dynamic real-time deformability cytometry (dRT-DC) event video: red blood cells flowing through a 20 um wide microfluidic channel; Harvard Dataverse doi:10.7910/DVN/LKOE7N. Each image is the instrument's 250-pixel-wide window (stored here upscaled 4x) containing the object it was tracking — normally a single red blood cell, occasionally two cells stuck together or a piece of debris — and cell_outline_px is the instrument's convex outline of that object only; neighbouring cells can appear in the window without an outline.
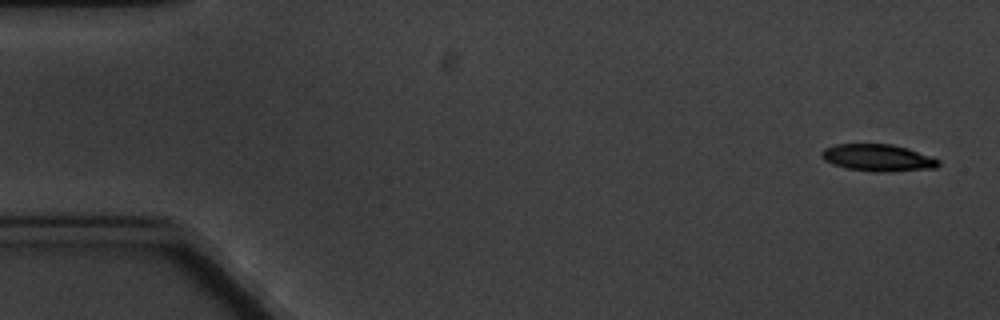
{"species": "common noctule bat (a hibernating species)", "species_latin": "Nyctalus noctula", "temperature_condition": "cold", "stored_images_in_passage": 6, "camera_frame_rate_fps": 3000, "um_per_image_px": 0.085, "animal": {"sex": "male", "body_mass_g": 20.1, "forearm_length_mm": 53.5}, "frame": {"image": 1, "passage_image": 1, "time_ms": 0.0, "image_size_px": [1000, 320], "cell_outline_px": [[940, 164], [936, 168], [884, 172], [872, 172], [844, 168], [832, 164], [824, 160], [820, 156], [820, 152], [824, 148], [836, 144], [892, 144], [908, 148], [932, 156], [940, 160]], "centroid_in_image_um": [74.61, 13.41], "position_along_channel_um": 10.4, "area_um2": 18.67}}
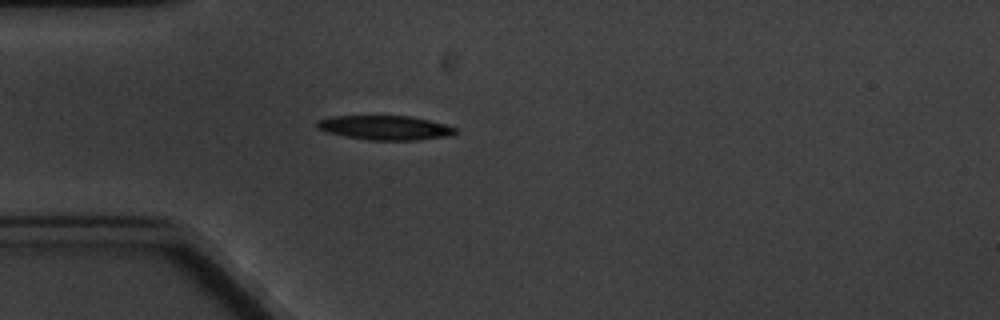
{"frame": {"image": 2, "passage_image": 5, "time_ms": 4.667, "image_size_px": [1000, 320], "cell_outline_px": [[456, 132], [448, 136], [416, 140], [368, 140], [344, 136], [328, 132], [316, 128], [316, 120], [332, 116], [408, 116], [428, 120], [444, 124], [456, 128]], "centroid_in_image_um": [32.68, 10.85], "position_along_channel_um": 52.3, "area_um2": 19.48}}